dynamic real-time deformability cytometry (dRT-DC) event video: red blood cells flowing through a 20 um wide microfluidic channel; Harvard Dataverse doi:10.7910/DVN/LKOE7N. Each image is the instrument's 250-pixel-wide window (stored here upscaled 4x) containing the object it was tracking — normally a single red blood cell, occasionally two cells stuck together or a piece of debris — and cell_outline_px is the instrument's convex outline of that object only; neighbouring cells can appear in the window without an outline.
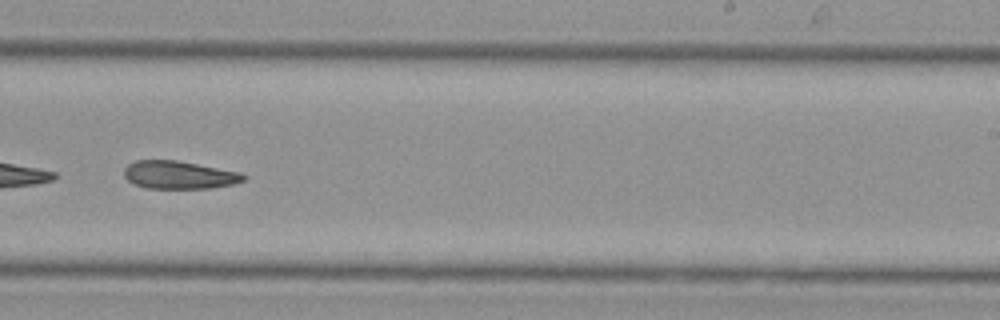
{"species": "Egyptian fruit bat (a non-hibernating species)", "species_latin": "Rousettus aegyptiacus", "temperature_condition": "cold", "stored_images_in_passage": 31, "camera_frame_rate_fps": 3000, "um_per_image_px": 0.085, "animal": {"sex": "female"}, "frame": {"image": 1, "passage_image": 22, "time_ms": 7.0, "image_size_px": [1000, 320], "cell_outline_px": [[248, 176], [244, 180], [232, 184], [212, 188], [148, 188], [136, 184], [128, 180], [124, 176], [124, 168], [128, 164], [136, 160], [176, 160], [240, 172]], "centroid_in_image_um": [15.23, 14.86], "position_along_channel_um": 273.8, "area_um2": 19.31}}